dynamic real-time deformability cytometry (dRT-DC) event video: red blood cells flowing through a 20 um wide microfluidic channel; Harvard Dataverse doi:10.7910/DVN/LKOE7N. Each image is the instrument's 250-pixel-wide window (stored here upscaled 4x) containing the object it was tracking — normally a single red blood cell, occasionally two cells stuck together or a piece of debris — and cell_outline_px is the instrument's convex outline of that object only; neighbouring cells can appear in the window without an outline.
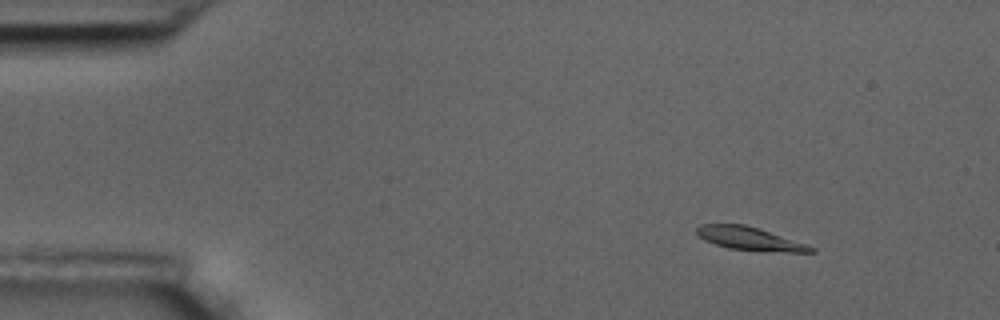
{"species": "common noctule bat (a hibernating species)", "species_latin": "Nyctalus noctula", "temperature_condition": "room temperature", "stored_images_in_passage": 6, "camera_frame_rate_fps": 3000, "um_per_image_px": 0.085, "animal": {"sex": "male", "body_mass_g": 17.5, "forearm_length_mm": 52.3}, "frame": {"image": 1, "passage_image": 2, "time_ms": 0.333, "image_size_px": [1000, 320], "cell_outline_px": [[816, 252], [788, 252], [728, 248], [704, 240], [696, 232], [696, 228], [700, 224], [744, 224], [816, 248]], "centroid_in_image_um": [63.66, 20.28], "position_along_channel_um": 21.3, "area_um2": 14.8}}
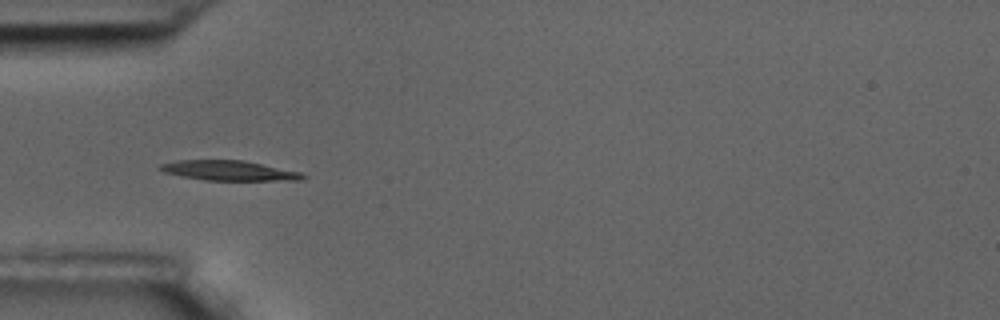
{"frame": {"image": 2, "passage_image": 5, "time_ms": 1.333, "image_size_px": [1000, 320], "cell_outline_px": [[308, 176], [304, 180], [204, 180], [180, 176], [164, 172], [156, 168], [160, 164], [176, 160], [244, 160], [300, 172]], "centroid_in_image_um": [19.44, 14.5], "position_along_channel_um": 65.6, "area_um2": 16.65}}